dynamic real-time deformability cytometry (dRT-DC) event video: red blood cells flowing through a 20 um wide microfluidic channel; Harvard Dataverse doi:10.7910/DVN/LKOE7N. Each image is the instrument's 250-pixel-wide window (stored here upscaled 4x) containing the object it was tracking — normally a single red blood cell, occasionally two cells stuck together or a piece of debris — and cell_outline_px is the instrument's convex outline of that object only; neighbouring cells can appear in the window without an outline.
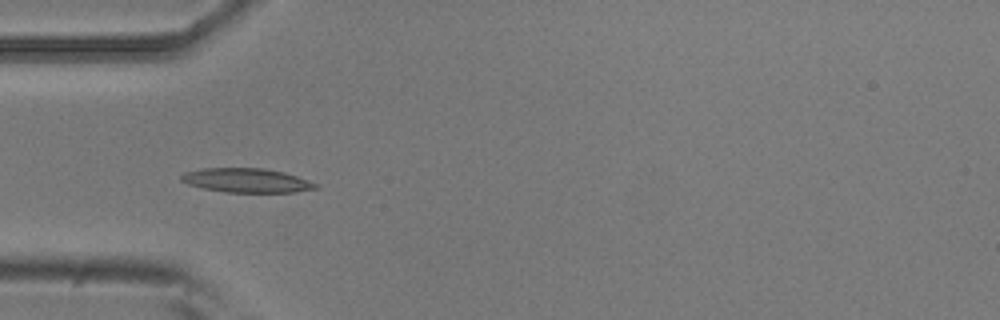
{"species": "common noctule bat (a hibernating species)", "species_latin": "Nyctalus noctula", "temperature_condition": "room temperature", "stored_images_in_passage": 7, "camera_frame_rate_fps": 3000, "um_per_image_px": 0.085, "animal": {"sex": "male", "body_mass_g": 20.5, "forearm_length_mm": 52.5}, "frame": {"image": 1, "passage_image": 5, "time_ms": 1.333, "image_size_px": [1000, 320], "cell_outline_px": [[320, 184], [316, 188], [296, 192], [224, 192], [204, 188], [188, 184], [180, 180], [180, 176], [184, 172], [200, 168], [264, 168], [284, 172]], "centroid_in_image_um": [20.95, 15.33], "position_along_channel_um": 64.1, "area_um2": 18.96}}
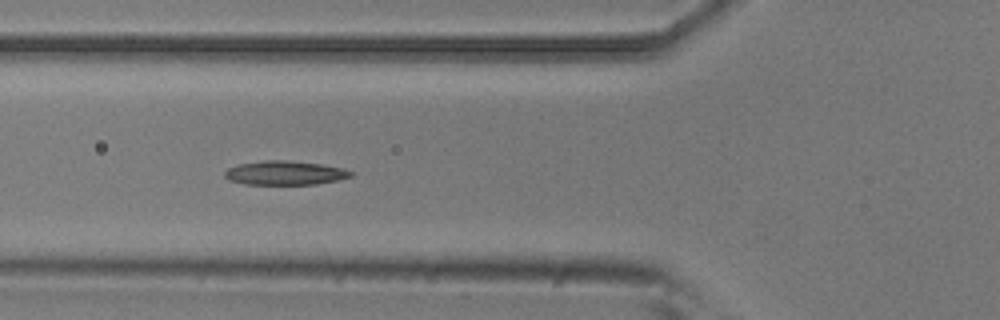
{"frame": {"image": 2, "passage_image": 6, "time_ms": 1.667, "image_size_px": [1000, 320], "cell_outline_px": [[352, 176], [336, 180], [316, 184], [244, 184], [228, 180], [224, 176], [224, 172], [228, 168], [236, 164], [264, 160], [288, 160], [320, 164], [344, 168], [352, 172]], "centroid_in_image_um": [24.17, 14.69], "position_along_channel_um": 101.6, "area_um2": 17.69}}
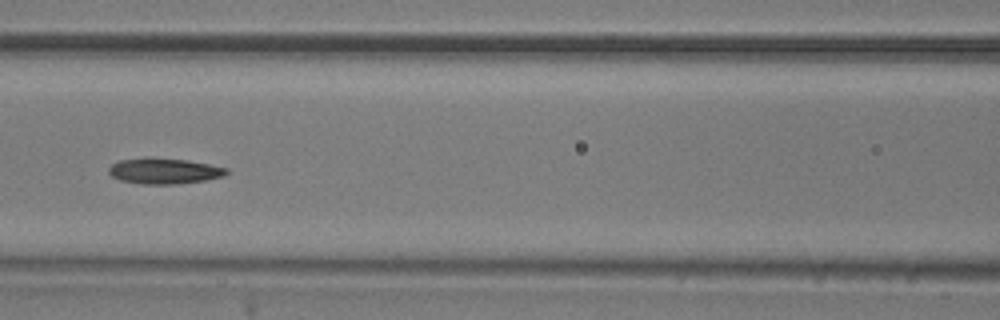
{"frame": {"image": 3, "passage_image": 7, "time_ms": 2.0, "image_size_px": [1000, 320], "cell_outline_px": [[228, 172], [224, 176], [204, 180], [176, 184], [140, 184], [120, 180], [112, 176], [108, 172], [108, 168], [112, 164], [120, 160], [144, 156], [188, 160], [228, 168]], "centroid_in_image_um": [13.92, 14.52], "position_along_channel_um": 152.7, "area_um2": 17.86}}